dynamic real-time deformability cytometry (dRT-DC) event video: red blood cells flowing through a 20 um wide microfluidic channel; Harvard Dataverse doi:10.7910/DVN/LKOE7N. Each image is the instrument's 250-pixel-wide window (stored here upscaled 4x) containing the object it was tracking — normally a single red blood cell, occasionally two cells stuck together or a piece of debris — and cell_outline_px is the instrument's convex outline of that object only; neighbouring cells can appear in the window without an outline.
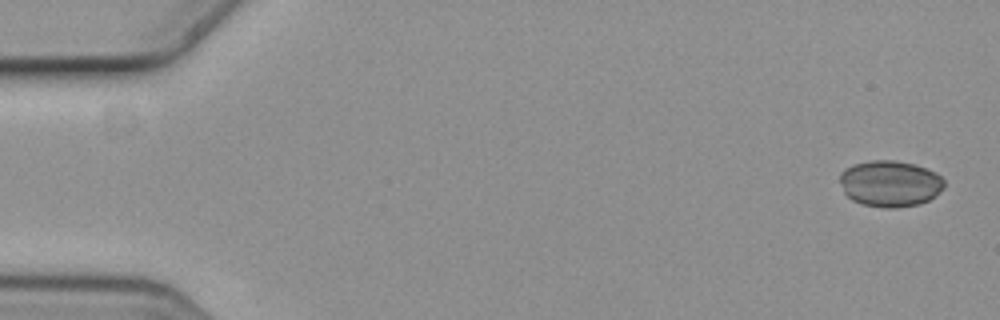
{"species": "common noctule bat (a hibernating species)", "species_latin": "Nyctalus noctula", "temperature_condition": "cold", "stored_images_in_passage": 5, "camera_frame_rate_fps": 3000, "um_per_image_px": 0.085, "animal": {"sex": "female", "body_mass_g": 19.3, "forearm_length_mm": 54.1}, "frame": {"image": 1, "passage_image": 1, "time_ms": 0.0, "image_size_px": [1000, 320], "cell_outline_px": [[944, 188], [928, 200], [920, 204], [896, 208], [884, 208], [864, 204], [852, 200], [844, 192], [840, 180], [840, 172], [844, 168], [852, 164], [872, 160], [896, 160], [916, 164], [936, 172], [944, 180]], "centroid_in_image_um": [75.65, 15.59], "position_along_channel_um": 9.3, "area_um2": 28.32}}
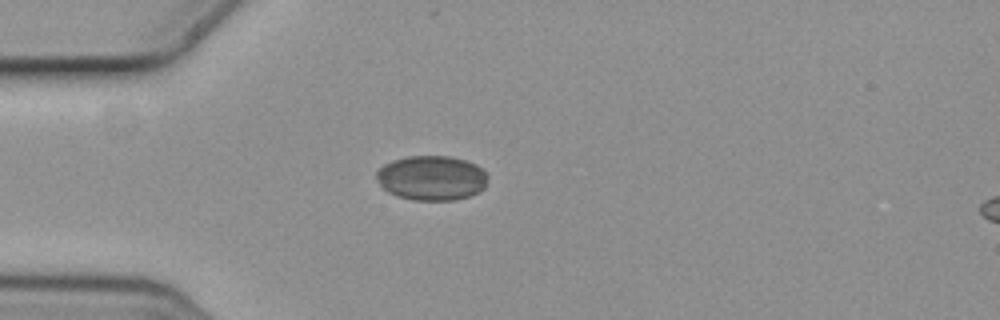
{"frame": {"image": 2, "passage_image": 5, "time_ms": 1.333, "image_size_px": [1000, 320], "cell_outline_px": [[488, 180], [484, 188], [480, 192], [456, 200], [412, 200], [396, 196], [388, 192], [380, 184], [376, 176], [376, 172], [384, 164], [392, 160], [408, 156], [452, 156], [476, 164], [488, 176]], "centroid_in_image_um": [36.7, 15.13], "position_along_channel_um": 48.3, "area_um2": 29.13}}